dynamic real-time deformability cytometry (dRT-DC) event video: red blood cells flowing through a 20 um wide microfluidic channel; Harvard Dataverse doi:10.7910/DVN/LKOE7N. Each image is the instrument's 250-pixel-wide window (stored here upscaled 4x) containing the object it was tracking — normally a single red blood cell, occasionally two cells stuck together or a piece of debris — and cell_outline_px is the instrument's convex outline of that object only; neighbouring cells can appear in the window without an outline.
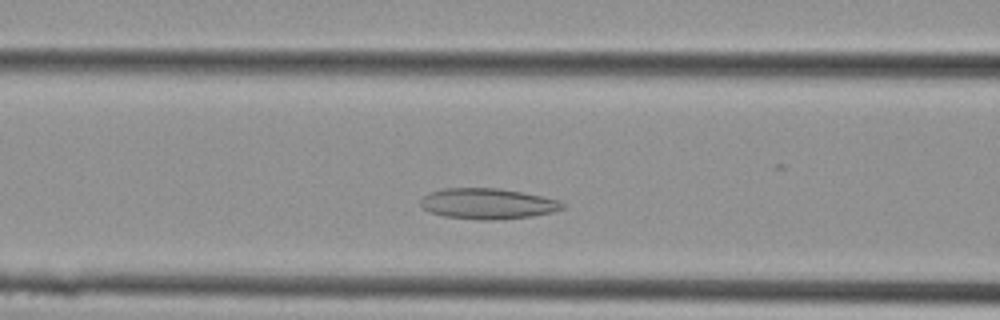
{"species": "Egyptian fruit bat (a non-hibernating species)", "species_latin": "Rousettus aegyptiacus", "temperature_condition": "cold", "stored_images_in_passage": 22, "camera_frame_rate_fps": 3000, "um_per_image_px": 0.085, "animal": {"sex": "female"}, "frame": {"image": 1, "passage_image": 6, "time_ms": 1.667, "image_size_px": [1000, 320], "cell_outline_px": [[568, 204], [564, 208], [552, 212], [532, 216], [492, 220], [480, 220], [444, 216], [428, 212], [420, 208], [420, 200], [428, 192], [444, 188], [500, 188], [544, 196], [560, 200]], "centroid_in_image_um": [41.45, 17.31], "position_along_channel_um": 125.1, "area_um2": 25.78}}
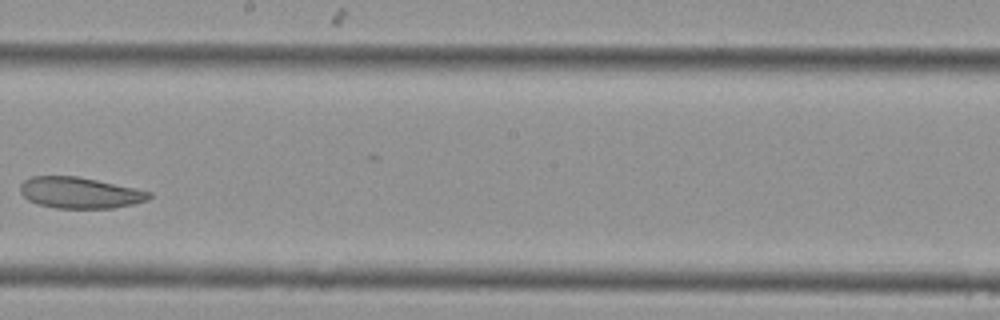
{"frame": {"image": 2, "passage_image": 11, "time_ms": 3.333, "image_size_px": [1000, 320], "cell_outline_px": [[152, 196], [148, 200], [132, 204], [112, 208], [56, 208], [40, 204], [28, 200], [20, 192], [20, 184], [24, 180], [32, 176], [76, 176], [96, 180], [152, 192]], "centroid_in_image_um": [6.77, 16.38], "position_along_channel_um": 241.4, "area_um2": 23.18}}
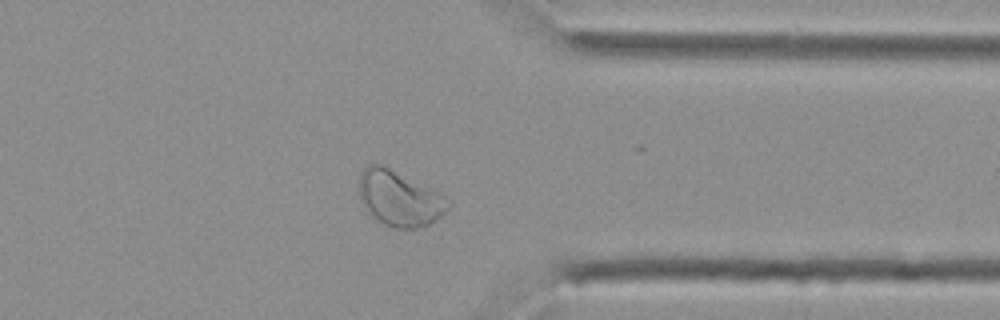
{"frame": {"image": 3, "passage_image": 17, "time_ms": 5.333, "image_size_px": [1000, 320], "cell_outline_px": [[452, 204], [436, 220], [420, 228], [392, 228], [384, 224], [368, 212], [360, 196], [360, 172], [368, 164], [384, 164], [452, 200]], "centroid_in_image_um": [33.96, 16.86], "position_along_channel_um": 377.4, "area_um2": 28.5}}